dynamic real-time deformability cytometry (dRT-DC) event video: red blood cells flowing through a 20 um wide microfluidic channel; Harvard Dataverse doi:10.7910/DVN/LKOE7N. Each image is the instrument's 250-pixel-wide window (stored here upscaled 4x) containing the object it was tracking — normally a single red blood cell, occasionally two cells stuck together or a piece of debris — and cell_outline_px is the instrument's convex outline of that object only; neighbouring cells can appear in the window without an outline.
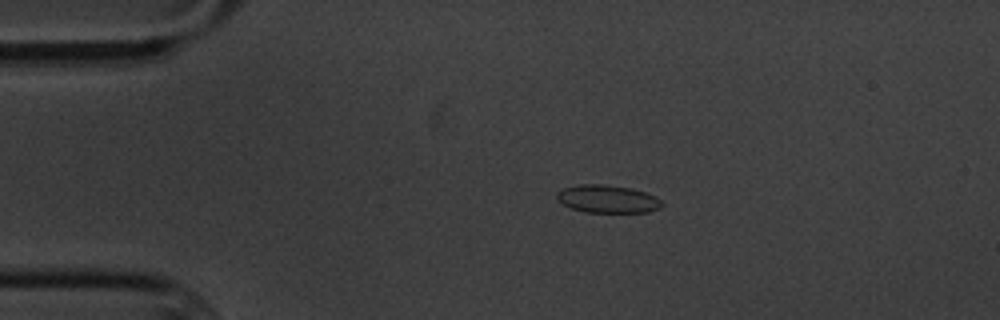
{"species": "common noctule bat (a hibernating species)", "species_latin": "Nyctalus noctula", "temperature_condition": "cold", "stored_images_in_passage": 10, "camera_frame_rate_fps": 3000, "um_per_image_px": 0.085, "animal": {"sex": "male", "body_mass_g": 20.1, "forearm_length_mm": 53.5}, "frame": {"image": 1, "passage_image": 3, "time_ms": 2.333, "image_size_px": [1000, 320], "cell_outline_px": [[664, 204], [660, 208], [648, 212], [584, 212], [572, 208], [564, 204], [556, 196], [556, 192], [564, 188], [580, 184], [600, 184], [632, 188], [656, 196]], "centroid_in_image_um": [51.67, 16.91], "position_along_channel_um": 33.3, "area_um2": 16.94}}
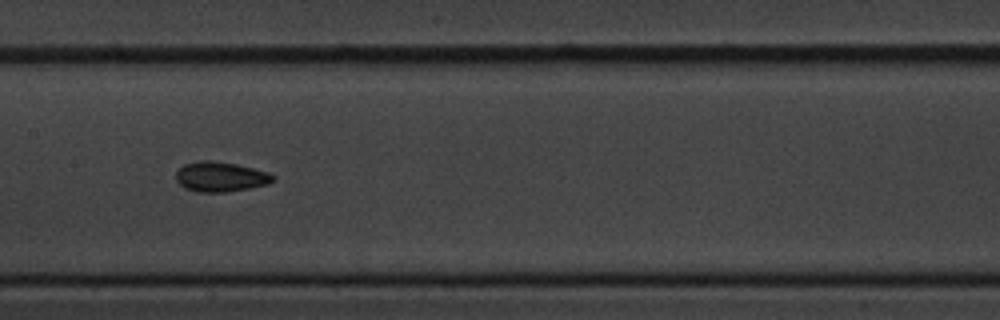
{"frame": {"image": 2, "passage_image": 7, "time_ms": 8.0, "image_size_px": [1000, 320], "cell_outline_px": [[276, 180], [268, 184], [228, 192], [196, 192], [184, 188], [176, 180], [176, 172], [184, 164], [196, 160], [212, 160], [236, 164], [268, 172], [276, 176]], "centroid_in_image_um": [18.74, 15.02], "position_along_channel_um": 188.7, "area_um2": 17.11}}
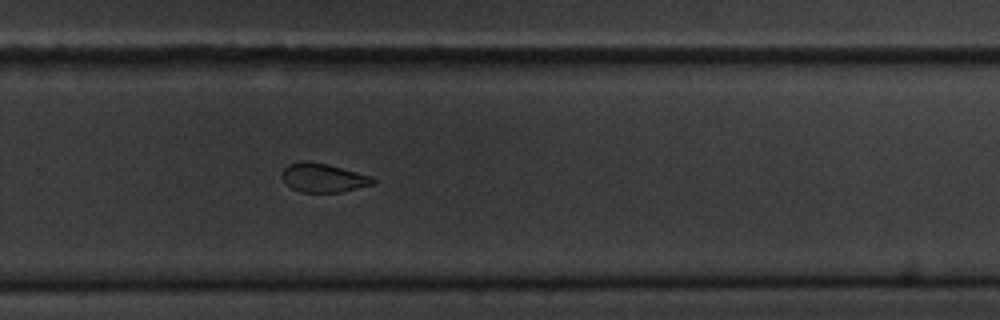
{"frame": {"image": 3, "passage_image": 10, "time_ms": 11.333, "image_size_px": [1000, 320], "cell_outline_px": [[376, 180], [372, 184], [340, 192], [300, 192], [292, 188], [280, 176], [284, 168], [288, 164], [300, 160], [304, 160], [328, 164], [372, 176]], "centroid_in_image_um": [27.44, 15.09], "position_along_channel_um": 302.4, "area_um2": 15.26}}